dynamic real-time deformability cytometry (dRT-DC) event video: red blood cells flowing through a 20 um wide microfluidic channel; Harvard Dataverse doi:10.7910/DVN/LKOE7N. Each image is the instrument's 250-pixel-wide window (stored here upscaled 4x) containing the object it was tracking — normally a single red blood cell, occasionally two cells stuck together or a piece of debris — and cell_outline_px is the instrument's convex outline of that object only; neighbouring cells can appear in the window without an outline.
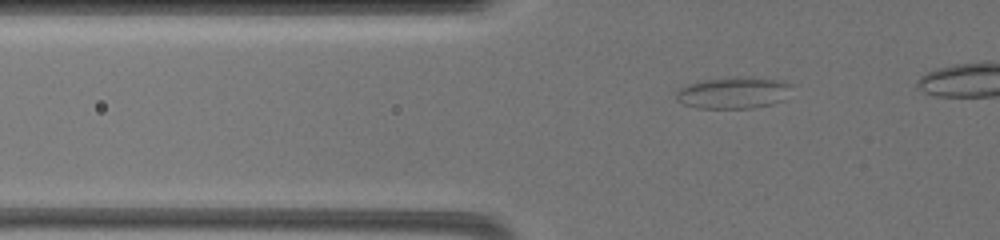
{"species": "common noctule bat (a hibernating species)", "species_latin": "Nyctalus noctula", "temperature_condition": "warm", "stored_images_in_passage": 21, "camera_frame_rate_fps": 3000, "um_per_image_px": 0.085, "animal": {"sex": "female", "body_mass_g": 19.5, "forearm_length_mm": 54.1}, "frame": {"image": 1, "passage_image": 2, "time_ms": 0.333, "image_size_px": [1000, 240], "cell_outline_px": [[792, 84], [784, 100], [772, 104], [752, 108], [696, 108], [684, 104], [676, 100], [676, 92], [684, 84], [704, 80], [744, 76], [752, 76], [784, 80]], "centroid_in_image_um": [62.35, 7.87], "position_along_channel_um": 63.4, "area_um2": 21.62}}
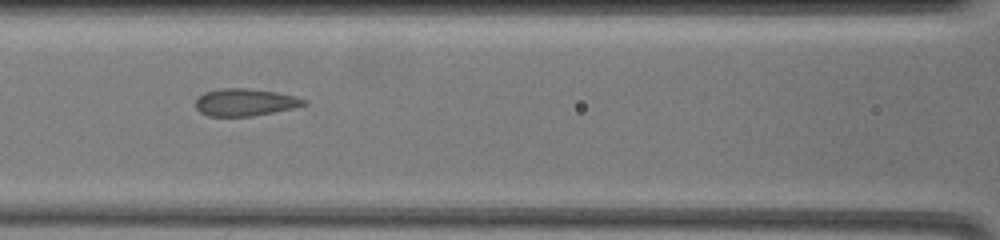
{"frame": {"image": 2, "passage_image": 16, "time_ms": 3.0, "image_size_px": [1000, 240], "cell_outline_px": [[308, 104], [292, 108], [252, 116], [208, 116], [200, 112], [196, 108], [196, 100], [204, 92], [220, 88], [248, 88], [276, 92], [308, 100]], "centroid_in_image_um": [20.81, 8.69], "position_along_channel_um": 145.8, "area_um2": 17.11}}
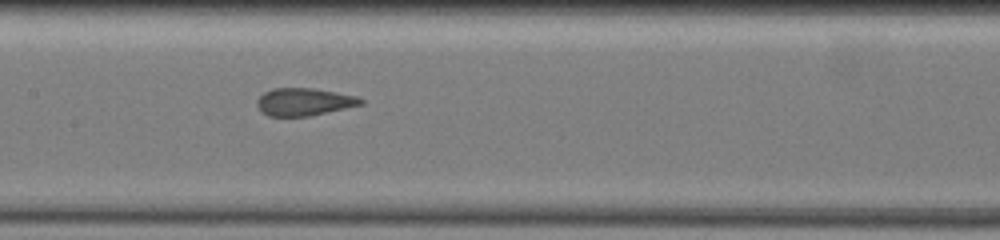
{"frame": {"image": 3, "passage_image": 20, "time_ms": 4.0, "image_size_px": [1000, 240], "cell_outline_px": [[364, 104], [308, 116], [268, 116], [256, 104], [256, 100], [264, 92], [272, 88], [312, 88], [356, 96], [364, 100]], "centroid_in_image_um": [25.83, 8.65], "position_along_channel_um": 181.6, "area_um2": 16.47}}